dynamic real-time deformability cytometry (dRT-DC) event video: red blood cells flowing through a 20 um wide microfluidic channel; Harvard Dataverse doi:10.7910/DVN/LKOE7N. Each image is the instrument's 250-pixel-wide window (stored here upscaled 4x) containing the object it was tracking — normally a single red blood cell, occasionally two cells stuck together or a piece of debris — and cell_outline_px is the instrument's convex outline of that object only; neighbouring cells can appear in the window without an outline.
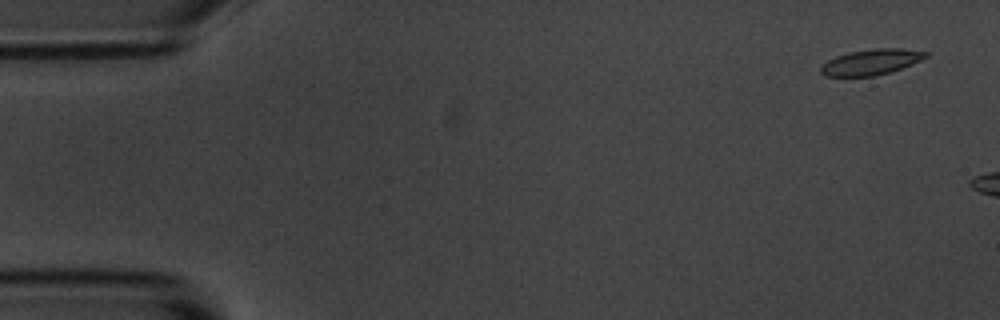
{"species": "common noctule bat (a hibernating species)", "species_latin": "Nyctalus noctula", "temperature_condition": "room temperature", "stored_images_in_passage": 4, "camera_frame_rate_fps": 3000, "um_per_image_px": 0.085, "animal": {"sex": "male", "body_mass_g": 20.1, "forearm_length_mm": 53.5}, "frame": {"image": 1, "passage_image": 1, "time_ms": 0.0, "image_size_px": [1000, 320], "cell_outline_px": [[928, 56], [912, 64], [892, 72], [876, 76], [824, 76], [820, 72], [820, 68], [828, 60], [836, 56], [848, 52], [876, 48], [900, 48], [928, 52]], "centroid_in_image_um": [74.05, 5.27], "position_along_channel_um": 10.9, "area_um2": 15.72}}